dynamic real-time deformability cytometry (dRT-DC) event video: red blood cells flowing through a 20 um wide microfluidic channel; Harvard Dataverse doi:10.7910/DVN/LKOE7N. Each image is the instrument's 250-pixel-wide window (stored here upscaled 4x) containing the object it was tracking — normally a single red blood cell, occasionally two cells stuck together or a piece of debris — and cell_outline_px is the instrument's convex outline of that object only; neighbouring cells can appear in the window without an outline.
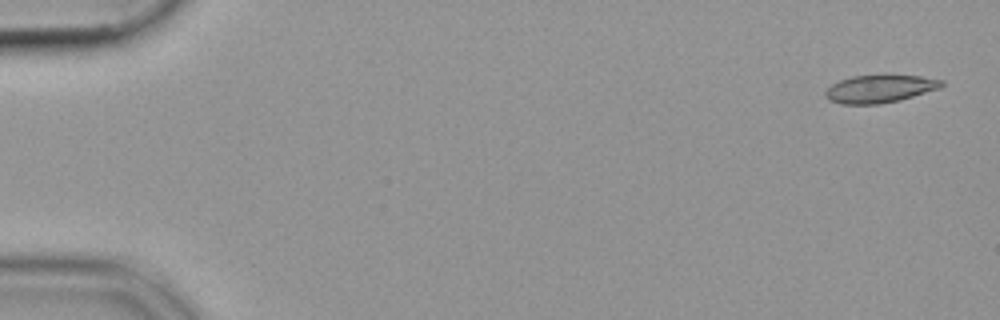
{"species": "common noctule bat (a hibernating species)", "species_latin": "Nyctalus noctula", "temperature_condition": "cold", "stored_images_in_passage": 54, "camera_frame_rate_fps": 3000, "um_per_image_px": 0.085, "animal": {"sex": "female", "body_mass_g": 19.9}, "frame": {"image": 1, "passage_image": 2, "time_ms": 0.333, "image_size_px": [1000, 320], "cell_outline_px": [[944, 84], [940, 88], [900, 100], [880, 104], [840, 104], [828, 100], [824, 96], [824, 92], [832, 84], [840, 80], [852, 76], [888, 72], [920, 76], [944, 80]], "centroid_in_image_um": [74.79, 7.5], "position_along_channel_um": 10.2, "area_um2": 19.65}}
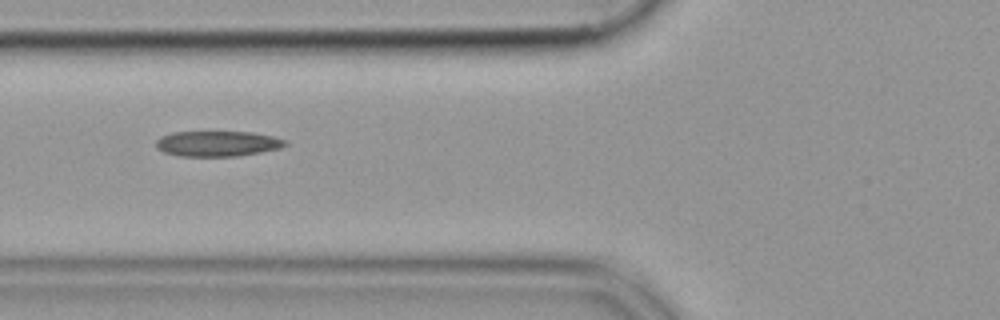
{"frame": {"image": 2, "passage_image": 21, "time_ms": 6.667, "image_size_px": [1000, 320], "cell_outline_px": [[288, 144], [280, 148], [240, 156], [180, 156], [164, 152], [156, 148], [156, 140], [160, 136], [172, 132], [252, 132], [272, 136], [288, 140]], "centroid_in_image_um": [18.49, 12.21], "position_along_channel_um": 107.3, "area_um2": 19.25}}
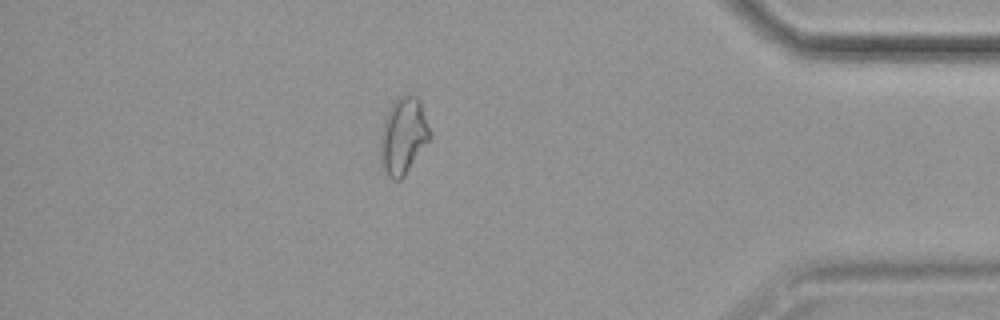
{"frame": {"image": 3, "passage_image": 47, "time_ms": 15.333, "image_size_px": [1000, 320], "cell_outline_px": [[432, 140], [404, 176], [400, 180], [392, 180], [388, 176], [384, 168], [380, 152], [380, 132], [384, 120], [396, 96], [416, 96], [420, 100], [432, 132]], "centroid_in_image_um": [34.32, 11.56], "position_along_channel_um": 400.9, "area_um2": 22.48}}